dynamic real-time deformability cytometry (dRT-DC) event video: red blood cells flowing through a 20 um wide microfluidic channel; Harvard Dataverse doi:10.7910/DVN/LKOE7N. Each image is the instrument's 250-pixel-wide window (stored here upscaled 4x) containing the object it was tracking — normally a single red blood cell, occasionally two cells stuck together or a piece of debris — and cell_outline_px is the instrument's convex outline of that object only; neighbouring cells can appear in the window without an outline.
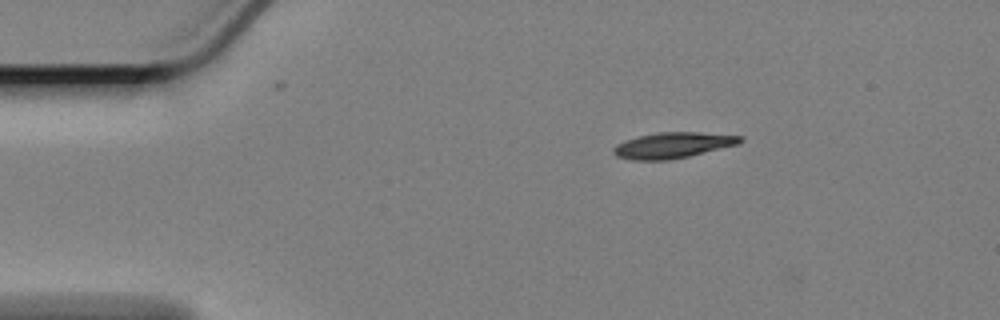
{"species": "Egyptian fruit bat (a non-hibernating species)", "species_latin": "Rousettus aegyptiacus", "temperature_condition": "cold", "stored_images_in_passage": 50, "camera_frame_rate_fps": 3000, "um_per_image_px": 0.085, "animal": {"sex": "female"}, "frame": {"image": 1, "passage_image": 1, "time_ms": 0.0, "image_size_px": [1000, 320], "cell_outline_px": [[744, 140], [740, 144], [688, 156], [668, 160], [632, 160], [616, 156], [612, 152], [612, 148], [616, 144], [640, 136], [660, 132], [700, 132], [744, 136]], "centroid_in_image_um": [57.23, 12.34], "position_along_channel_um": 27.8, "area_um2": 19.02}}
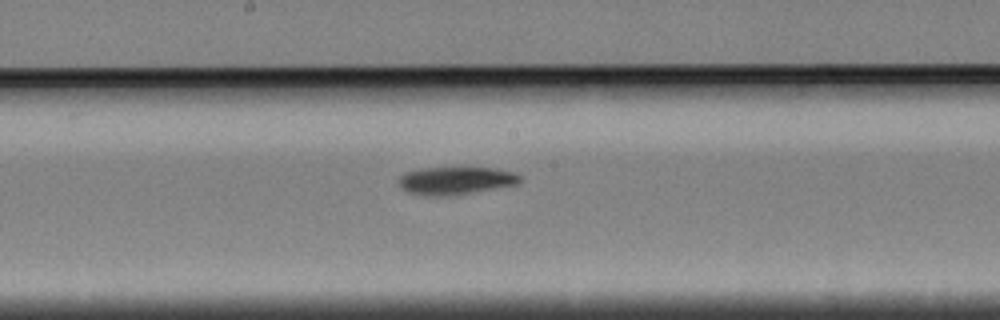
{"frame": {"image": 2, "passage_image": 22, "time_ms": 7.0, "image_size_px": [1000, 320], "cell_outline_px": [[524, 180], [520, 184], [452, 196], [424, 196], [408, 192], [400, 188], [396, 180], [400, 176], [408, 172], [424, 168], [492, 168], [512, 172], [520, 176]], "centroid_in_image_um": [38.73, 15.37], "position_along_channel_um": 209.5, "area_um2": 19.83}}
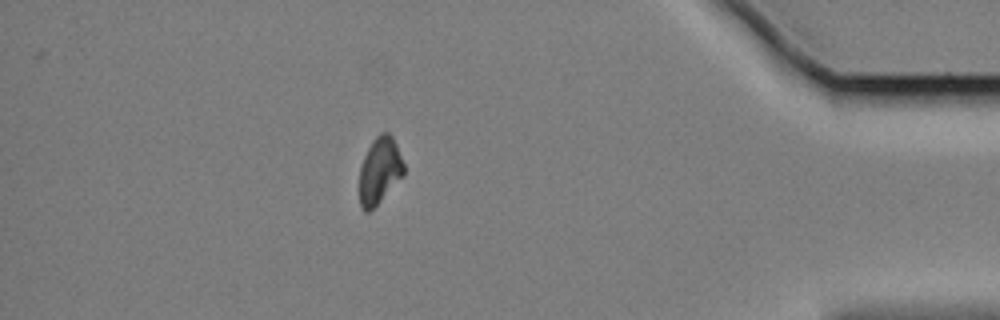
{"frame": {"image": 3, "passage_image": 43, "time_ms": 14.0, "image_size_px": [1000, 320], "cell_outline_px": [[404, 172], [380, 200], [368, 212], [364, 212], [360, 208], [360, 164], [372, 140], [380, 132], [388, 132], [392, 136], [396, 144], [404, 164]], "centroid_in_image_um": [32.24, 14.46], "position_along_channel_um": 403.0, "area_um2": 16.82}, "authors_computed_cell_mechanics": {"area_um2": 19.0451, "velocity_mm_per_s": 3.3612, "shape_relaxation_time_tau1_ms": 3.0126, "shape_relaxation_time_tau2_ms": null, "deformation_change_tau1": 0.113, "deformation_change_tau2": null}}